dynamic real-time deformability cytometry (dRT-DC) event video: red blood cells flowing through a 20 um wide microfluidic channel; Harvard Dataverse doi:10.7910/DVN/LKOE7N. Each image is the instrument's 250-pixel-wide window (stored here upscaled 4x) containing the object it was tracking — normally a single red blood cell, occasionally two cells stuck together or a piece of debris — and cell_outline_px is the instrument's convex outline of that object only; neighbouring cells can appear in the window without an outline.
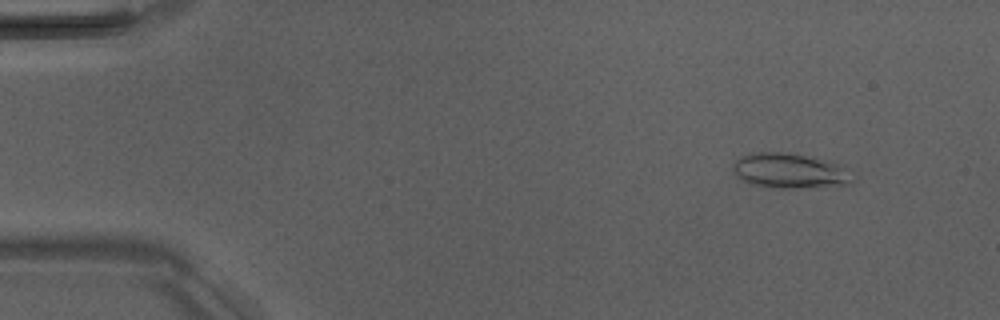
{"species": "Egyptian fruit bat (a non-hibernating species)", "species_latin": "Rousettus aegyptiacus", "temperature_condition": "room temperature", "stored_images_in_passage": 4, "camera_frame_rate_fps": 3000, "um_per_image_px": 0.085, "animal": {"sex": "male"}, "frame": {"image": 1, "passage_image": 1, "time_ms": 0.0, "image_size_px": [1000, 320], "cell_outline_px": [[860, 176], [852, 184], [800, 188], [776, 188], [752, 184], [736, 176], [732, 164], [736, 160], [744, 156], [760, 152], [780, 152], [832, 160], [840, 164]], "centroid_in_image_um": [67.28, 14.53], "position_along_channel_um": 17.7, "area_um2": 24.74}}